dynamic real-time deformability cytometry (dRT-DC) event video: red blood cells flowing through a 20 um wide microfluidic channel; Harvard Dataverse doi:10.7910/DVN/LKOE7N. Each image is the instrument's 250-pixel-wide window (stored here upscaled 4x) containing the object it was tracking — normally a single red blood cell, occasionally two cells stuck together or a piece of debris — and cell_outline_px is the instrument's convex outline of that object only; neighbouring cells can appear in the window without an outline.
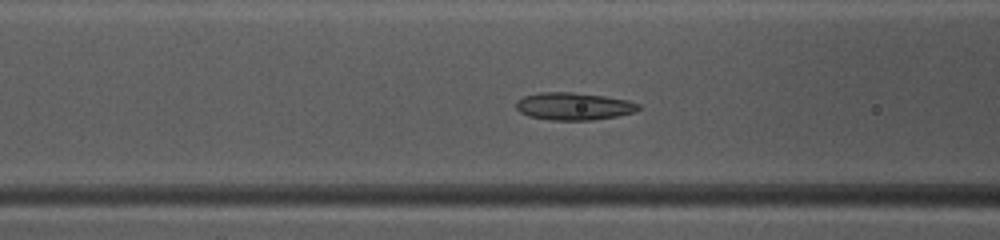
{"species": "common noctule bat (a hibernating species)", "species_latin": "Nyctalus noctula", "temperature_condition": "warm", "stored_images_in_passage": 38, "camera_frame_rate_fps": 3000, "um_per_image_px": 0.085, "animal": {"sex": "female", "body_mass_g": 10.0, "forearm_length_mm": 53.1}, "frame": {"image": 1, "passage_image": 8, "time_ms": 2.333, "image_size_px": [1000, 240], "cell_outline_px": [[640, 108], [636, 112], [616, 116], [592, 120], [552, 120], [528, 116], [520, 112], [516, 108], [516, 100], [524, 96], [540, 92], [572, 92], [604, 96], [628, 100], [640, 104]], "centroid_in_image_um": [48.76, 9.03], "position_along_channel_um": 117.8, "area_um2": 19.65}}
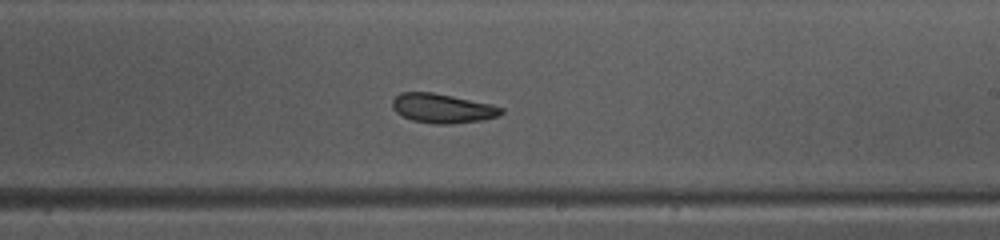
{"frame": {"image": 2, "passage_image": 18, "time_ms": 5.667, "image_size_px": [1000, 240], "cell_outline_px": [[504, 112], [500, 116], [484, 120], [452, 124], [436, 124], [412, 120], [396, 112], [392, 108], [392, 100], [400, 92], [432, 92], [492, 104], [504, 108]], "centroid_in_image_um": [37.64, 9.21], "position_along_channel_um": 251.4, "area_um2": 18.73}}
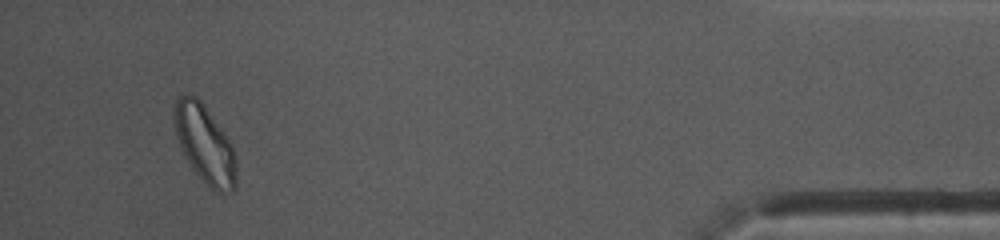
{"frame": {"image": 3, "passage_image": 35, "time_ms": 11.333, "image_size_px": [1000, 240], "cell_outline_px": [[236, 188], [232, 192], [220, 196], [212, 192], [208, 188], [192, 168], [184, 156], [180, 148], [176, 136], [172, 116], [176, 100], [180, 96], [188, 92], [196, 96], [204, 104], [232, 144], [236, 160]], "centroid_in_image_um": [17.41, 12.3], "position_along_channel_um": 417.8, "area_um2": 29.02}, "authors_computed_cell_mechanics": {"area_um2": 19.5942, "velocity_mm_per_s": 4.0058, "shape_relaxation_time_tau1_ms": 5.8024, "shape_relaxation_time_tau2_ms": 2.2571, "deformation_change_tau1": 0.1223, "deformation_change_tau2": 0.0588}}